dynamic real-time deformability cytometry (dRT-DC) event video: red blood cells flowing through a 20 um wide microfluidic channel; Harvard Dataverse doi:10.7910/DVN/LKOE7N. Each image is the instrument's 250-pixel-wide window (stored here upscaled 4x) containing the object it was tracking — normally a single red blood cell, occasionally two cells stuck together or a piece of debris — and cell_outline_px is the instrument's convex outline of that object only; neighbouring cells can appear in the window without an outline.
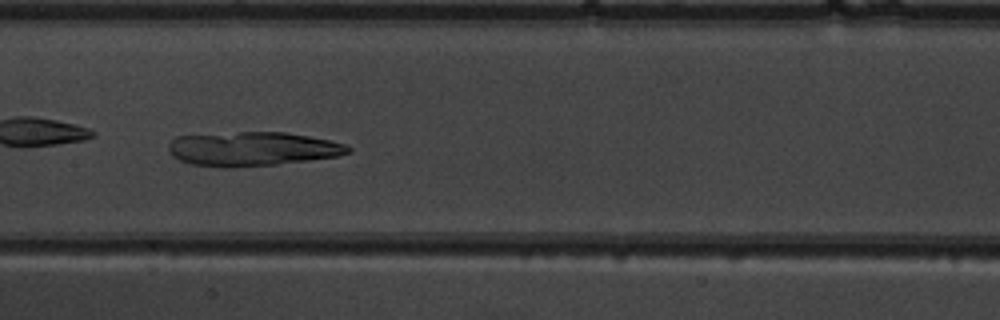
{"species": "common noctule bat (a hibernating species)", "species_latin": "Nyctalus noctula", "temperature_condition": "warm", "stored_images_in_passage": 50, "camera_frame_rate_fps": 3000, "um_per_image_px": 0.085, "animal": {"sex": "male", "body_mass_g": 19.5, "forearm_length_mm": 54.6}, "frame": {"image": 1, "passage_image": 25, "time_ms": 8.0, "image_size_px": [1000, 320], "cell_outline_px": [[352, 152], [340, 156], [276, 164], [232, 168], [224, 168], [192, 164], [180, 160], [172, 156], [168, 148], [168, 144], [176, 136], [240, 132], [288, 132], [328, 140], [344, 144], [352, 148]], "centroid_in_image_um": [21.46, 12.66], "position_along_channel_um": 185.9, "area_um2": 35.78}}
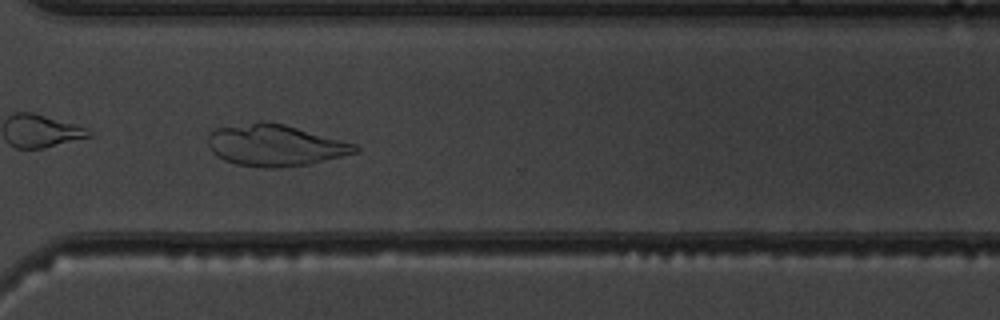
{"frame": {"image": 2, "passage_image": 37, "time_ms": 12.0, "image_size_px": [1000, 320], "cell_outline_px": [[360, 148], [356, 152], [308, 164], [280, 168], [260, 168], [236, 164], [224, 160], [212, 152], [208, 144], [208, 136], [216, 128], [264, 120], [284, 124], [356, 144]], "centroid_in_image_um": [23.35, 12.35], "position_along_channel_um": 347.2, "area_um2": 35.43}}
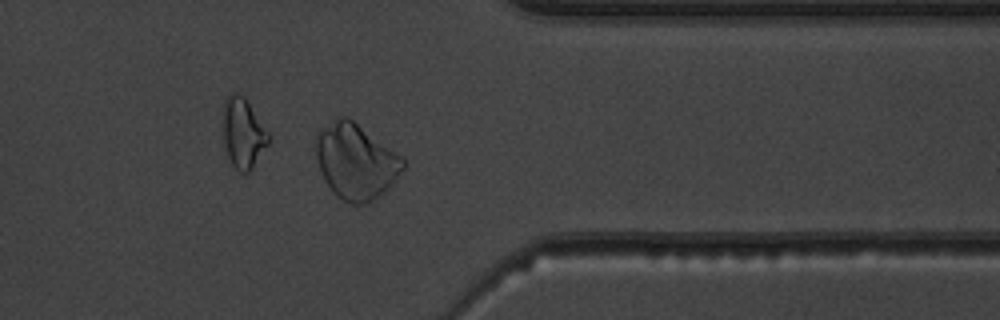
{"frame": {"image": 3, "passage_image": 40, "time_ms": 13.0, "image_size_px": [1000, 320], "cell_outline_px": [[408, 164], [384, 192], [380, 196], [368, 204], [352, 204], [336, 196], [324, 180], [316, 156], [316, 132], [320, 128], [340, 116], [344, 116], [352, 120], [400, 156]], "centroid_in_image_um": [30.22, 13.74], "position_along_channel_um": 381.2, "area_um2": 37.86}}